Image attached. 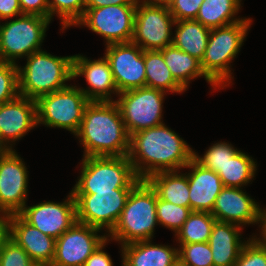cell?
<instances>
[{"label":"cell","instance_id":"cell-1","mask_svg":"<svg viewBox=\"0 0 266 266\" xmlns=\"http://www.w3.org/2000/svg\"><path fill=\"white\" fill-rule=\"evenodd\" d=\"M127 157L138 178L146 180L154 173L185 167L192 160L193 151L174 131L161 124L130 135Z\"/></svg>","mask_w":266,"mask_h":266},{"label":"cell","instance_id":"cell-2","mask_svg":"<svg viewBox=\"0 0 266 266\" xmlns=\"http://www.w3.org/2000/svg\"><path fill=\"white\" fill-rule=\"evenodd\" d=\"M75 135L81 138L84 157L128 155L130 136L113 100L90 101Z\"/></svg>","mask_w":266,"mask_h":266},{"label":"cell","instance_id":"cell-3","mask_svg":"<svg viewBox=\"0 0 266 266\" xmlns=\"http://www.w3.org/2000/svg\"><path fill=\"white\" fill-rule=\"evenodd\" d=\"M73 57H57L42 50L29 55L25 67L18 66L19 95L37 100L67 87L65 81L74 79Z\"/></svg>","mask_w":266,"mask_h":266},{"label":"cell","instance_id":"cell-4","mask_svg":"<svg viewBox=\"0 0 266 266\" xmlns=\"http://www.w3.org/2000/svg\"><path fill=\"white\" fill-rule=\"evenodd\" d=\"M157 194L146 180H141L130 192L119 220L110 232L112 239L122 246L152 239L156 214Z\"/></svg>","mask_w":266,"mask_h":266},{"label":"cell","instance_id":"cell-5","mask_svg":"<svg viewBox=\"0 0 266 266\" xmlns=\"http://www.w3.org/2000/svg\"><path fill=\"white\" fill-rule=\"evenodd\" d=\"M81 176L73 194L113 192V189H133L141 180L127 156L84 157Z\"/></svg>","mask_w":266,"mask_h":266},{"label":"cell","instance_id":"cell-6","mask_svg":"<svg viewBox=\"0 0 266 266\" xmlns=\"http://www.w3.org/2000/svg\"><path fill=\"white\" fill-rule=\"evenodd\" d=\"M252 20L245 19L236 23L213 28L200 61L205 75L216 85L226 84L231 78L229 63L239 52Z\"/></svg>","mask_w":266,"mask_h":266},{"label":"cell","instance_id":"cell-7","mask_svg":"<svg viewBox=\"0 0 266 266\" xmlns=\"http://www.w3.org/2000/svg\"><path fill=\"white\" fill-rule=\"evenodd\" d=\"M90 101L76 86H67L40 96L37 104V124L59 127L76 134Z\"/></svg>","mask_w":266,"mask_h":266},{"label":"cell","instance_id":"cell-8","mask_svg":"<svg viewBox=\"0 0 266 266\" xmlns=\"http://www.w3.org/2000/svg\"><path fill=\"white\" fill-rule=\"evenodd\" d=\"M22 17L0 25V61L15 63V59L41 50L49 18L22 14Z\"/></svg>","mask_w":266,"mask_h":266},{"label":"cell","instance_id":"cell-9","mask_svg":"<svg viewBox=\"0 0 266 266\" xmlns=\"http://www.w3.org/2000/svg\"><path fill=\"white\" fill-rule=\"evenodd\" d=\"M164 91L141 87L119 93V100L114 101L120 111L125 128L130 135L161 122Z\"/></svg>","mask_w":266,"mask_h":266},{"label":"cell","instance_id":"cell-10","mask_svg":"<svg viewBox=\"0 0 266 266\" xmlns=\"http://www.w3.org/2000/svg\"><path fill=\"white\" fill-rule=\"evenodd\" d=\"M132 189H113V192L73 194L76 203V220L111 232L115 227Z\"/></svg>","mask_w":266,"mask_h":266},{"label":"cell","instance_id":"cell-11","mask_svg":"<svg viewBox=\"0 0 266 266\" xmlns=\"http://www.w3.org/2000/svg\"><path fill=\"white\" fill-rule=\"evenodd\" d=\"M137 5H109L85 8L83 17L75 25H86L102 35L107 45L131 42Z\"/></svg>","mask_w":266,"mask_h":266},{"label":"cell","instance_id":"cell-12","mask_svg":"<svg viewBox=\"0 0 266 266\" xmlns=\"http://www.w3.org/2000/svg\"><path fill=\"white\" fill-rule=\"evenodd\" d=\"M175 23L168 6L139 4L137 1L131 42L143 51L161 50L172 45L171 27Z\"/></svg>","mask_w":266,"mask_h":266},{"label":"cell","instance_id":"cell-13","mask_svg":"<svg viewBox=\"0 0 266 266\" xmlns=\"http://www.w3.org/2000/svg\"><path fill=\"white\" fill-rule=\"evenodd\" d=\"M105 58L109 62L118 94L145 87L144 51L133 42L107 45Z\"/></svg>","mask_w":266,"mask_h":266},{"label":"cell","instance_id":"cell-14","mask_svg":"<svg viewBox=\"0 0 266 266\" xmlns=\"http://www.w3.org/2000/svg\"><path fill=\"white\" fill-rule=\"evenodd\" d=\"M27 169L21 158L11 150L0 152V212L19 214L26 206Z\"/></svg>","mask_w":266,"mask_h":266},{"label":"cell","instance_id":"cell-15","mask_svg":"<svg viewBox=\"0 0 266 266\" xmlns=\"http://www.w3.org/2000/svg\"><path fill=\"white\" fill-rule=\"evenodd\" d=\"M100 229L75 222L56 239L55 257L50 266H83L87 258L107 239Z\"/></svg>","mask_w":266,"mask_h":266},{"label":"cell","instance_id":"cell-16","mask_svg":"<svg viewBox=\"0 0 266 266\" xmlns=\"http://www.w3.org/2000/svg\"><path fill=\"white\" fill-rule=\"evenodd\" d=\"M19 215L43 234L57 239L77 221L75 198L71 191L63 203L48 201L24 207Z\"/></svg>","mask_w":266,"mask_h":266},{"label":"cell","instance_id":"cell-17","mask_svg":"<svg viewBox=\"0 0 266 266\" xmlns=\"http://www.w3.org/2000/svg\"><path fill=\"white\" fill-rule=\"evenodd\" d=\"M36 100L18 95L15 99L0 105V148L11 150L5 142L24 137L37 126Z\"/></svg>","mask_w":266,"mask_h":266},{"label":"cell","instance_id":"cell-18","mask_svg":"<svg viewBox=\"0 0 266 266\" xmlns=\"http://www.w3.org/2000/svg\"><path fill=\"white\" fill-rule=\"evenodd\" d=\"M260 207L238 187H224L216 198L211 214L216 221L240 224L260 222Z\"/></svg>","mask_w":266,"mask_h":266},{"label":"cell","instance_id":"cell-19","mask_svg":"<svg viewBox=\"0 0 266 266\" xmlns=\"http://www.w3.org/2000/svg\"><path fill=\"white\" fill-rule=\"evenodd\" d=\"M10 239L22 247L36 265L50 266L53 262L56 239L40 232L19 214L10 215Z\"/></svg>","mask_w":266,"mask_h":266},{"label":"cell","instance_id":"cell-20","mask_svg":"<svg viewBox=\"0 0 266 266\" xmlns=\"http://www.w3.org/2000/svg\"><path fill=\"white\" fill-rule=\"evenodd\" d=\"M84 75L91 88L81 89L89 101H112L110 93L116 92L113 74L109 62L105 58L88 60L81 55L73 57V78Z\"/></svg>","mask_w":266,"mask_h":266},{"label":"cell","instance_id":"cell-21","mask_svg":"<svg viewBox=\"0 0 266 266\" xmlns=\"http://www.w3.org/2000/svg\"><path fill=\"white\" fill-rule=\"evenodd\" d=\"M185 167L192 168V172L187 174L190 209L211 213L217 196L224 188L221 178L216 172L200 166L193 159Z\"/></svg>","mask_w":266,"mask_h":266},{"label":"cell","instance_id":"cell-22","mask_svg":"<svg viewBox=\"0 0 266 266\" xmlns=\"http://www.w3.org/2000/svg\"><path fill=\"white\" fill-rule=\"evenodd\" d=\"M150 242L145 240L123 245V266H179L178 249Z\"/></svg>","mask_w":266,"mask_h":266},{"label":"cell","instance_id":"cell-23","mask_svg":"<svg viewBox=\"0 0 266 266\" xmlns=\"http://www.w3.org/2000/svg\"><path fill=\"white\" fill-rule=\"evenodd\" d=\"M241 226L215 221L209 237L214 266H235L242 247L239 239Z\"/></svg>","mask_w":266,"mask_h":266},{"label":"cell","instance_id":"cell-24","mask_svg":"<svg viewBox=\"0 0 266 266\" xmlns=\"http://www.w3.org/2000/svg\"><path fill=\"white\" fill-rule=\"evenodd\" d=\"M146 181L155 190L159 199L190 208L186 174L178 175L177 171H161L150 175Z\"/></svg>","mask_w":266,"mask_h":266},{"label":"cell","instance_id":"cell-25","mask_svg":"<svg viewBox=\"0 0 266 266\" xmlns=\"http://www.w3.org/2000/svg\"><path fill=\"white\" fill-rule=\"evenodd\" d=\"M174 24H177V30L172 37V45L201 61L211 29L196 20H179Z\"/></svg>","mask_w":266,"mask_h":266},{"label":"cell","instance_id":"cell-26","mask_svg":"<svg viewBox=\"0 0 266 266\" xmlns=\"http://www.w3.org/2000/svg\"><path fill=\"white\" fill-rule=\"evenodd\" d=\"M166 65L171 71L174 79L186 90L189 80L196 77L204 76L208 83L213 87L216 86L203 72L200 60L190 56L188 53L174 47L166 46L160 50Z\"/></svg>","mask_w":266,"mask_h":266},{"label":"cell","instance_id":"cell-27","mask_svg":"<svg viewBox=\"0 0 266 266\" xmlns=\"http://www.w3.org/2000/svg\"><path fill=\"white\" fill-rule=\"evenodd\" d=\"M144 65L146 87L164 92L168 90L170 92L181 93L185 90L172 76L160 50L144 51Z\"/></svg>","mask_w":266,"mask_h":266},{"label":"cell","instance_id":"cell-28","mask_svg":"<svg viewBox=\"0 0 266 266\" xmlns=\"http://www.w3.org/2000/svg\"><path fill=\"white\" fill-rule=\"evenodd\" d=\"M240 1L241 0H204L195 20L209 29L223 27L245 20V18H234L233 20V16L240 8Z\"/></svg>","mask_w":266,"mask_h":266},{"label":"cell","instance_id":"cell-29","mask_svg":"<svg viewBox=\"0 0 266 266\" xmlns=\"http://www.w3.org/2000/svg\"><path fill=\"white\" fill-rule=\"evenodd\" d=\"M256 164L248 155L238 151L217 173L224 187H238L247 184L254 177Z\"/></svg>","mask_w":266,"mask_h":266},{"label":"cell","instance_id":"cell-30","mask_svg":"<svg viewBox=\"0 0 266 266\" xmlns=\"http://www.w3.org/2000/svg\"><path fill=\"white\" fill-rule=\"evenodd\" d=\"M216 219L209 212L192 211L176 233L181 244L208 242Z\"/></svg>","mask_w":266,"mask_h":266},{"label":"cell","instance_id":"cell-31","mask_svg":"<svg viewBox=\"0 0 266 266\" xmlns=\"http://www.w3.org/2000/svg\"><path fill=\"white\" fill-rule=\"evenodd\" d=\"M192 210L188 207L178 206L157 196L156 214L158 223L164 227L170 228L177 233L188 219Z\"/></svg>","mask_w":266,"mask_h":266},{"label":"cell","instance_id":"cell-32","mask_svg":"<svg viewBox=\"0 0 266 266\" xmlns=\"http://www.w3.org/2000/svg\"><path fill=\"white\" fill-rule=\"evenodd\" d=\"M237 152L230 144L222 142L209 147L203 157L193 151L192 159L200 166L218 173Z\"/></svg>","mask_w":266,"mask_h":266},{"label":"cell","instance_id":"cell-33","mask_svg":"<svg viewBox=\"0 0 266 266\" xmlns=\"http://www.w3.org/2000/svg\"><path fill=\"white\" fill-rule=\"evenodd\" d=\"M87 0H49V19L58 14L63 29L75 25L84 15Z\"/></svg>","mask_w":266,"mask_h":266},{"label":"cell","instance_id":"cell-34","mask_svg":"<svg viewBox=\"0 0 266 266\" xmlns=\"http://www.w3.org/2000/svg\"><path fill=\"white\" fill-rule=\"evenodd\" d=\"M179 266H214L208 242L180 244Z\"/></svg>","mask_w":266,"mask_h":266},{"label":"cell","instance_id":"cell-35","mask_svg":"<svg viewBox=\"0 0 266 266\" xmlns=\"http://www.w3.org/2000/svg\"><path fill=\"white\" fill-rule=\"evenodd\" d=\"M18 95V66L16 63L0 61V105Z\"/></svg>","mask_w":266,"mask_h":266},{"label":"cell","instance_id":"cell-36","mask_svg":"<svg viewBox=\"0 0 266 266\" xmlns=\"http://www.w3.org/2000/svg\"><path fill=\"white\" fill-rule=\"evenodd\" d=\"M235 266H266V247L258 239L249 238L243 245Z\"/></svg>","mask_w":266,"mask_h":266},{"label":"cell","instance_id":"cell-37","mask_svg":"<svg viewBox=\"0 0 266 266\" xmlns=\"http://www.w3.org/2000/svg\"><path fill=\"white\" fill-rule=\"evenodd\" d=\"M0 266H36L26 251L9 239L0 250Z\"/></svg>","mask_w":266,"mask_h":266},{"label":"cell","instance_id":"cell-38","mask_svg":"<svg viewBox=\"0 0 266 266\" xmlns=\"http://www.w3.org/2000/svg\"><path fill=\"white\" fill-rule=\"evenodd\" d=\"M204 0H172L168 8L175 21L195 20Z\"/></svg>","mask_w":266,"mask_h":266},{"label":"cell","instance_id":"cell-39","mask_svg":"<svg viewBox=\"0 0 266 266\" xmlns=\"http://www.w3.org/2000/svg\"><path fill=\"white\" fill-rule=\"evenodd\" d=\"M22 14H33L49 18V0H19Z\"/></svg>","mask_w":266,"mask_h":266},{"label":"cell","instance_id":"cell-40","mask_svg":"<svg viewBox=\"0 0 266 266\" xmlns=\"http://www.w3.org/2000/svg\"><path fill=\"white\" fill-rule=\"evenodd\" d=\"M106 242L107 240L87 258L83 266H113L110 256L102 251Z\"/></svg>","mask_w":266,"mask_h":266},{"label":"cell","instance_id":"cell-41","mask_svg":"<svg viewBox=\"0 0 266 266\" xmlns=\"http://www.w3.org/2000/svg\"><path fill=\"white\" fill-rule=\"evenodd\" d=\"M22 15L19 0H0V19Z\"/></svg>","mask_w":266,"mask_h":266},{"label":"cell","instance_id":"cell-42","mask_svg":"<svg viewBox=\"0 0 266 266\" xmlns=\"http://www.w3.org/2000/svg\"><path fill=\"white\" fill-rule=\"evenodd\" d=\"M139 0H87L86 8H99L111 5H137Z\"/></svg>","mask_w":266,"mask_h":266},{"label":"cell","instance_id":"cell-43","mask_svg":"<svg viewBox=\"0 0 266 266\" xmlns=\"http://www.w3.org/2000/svg\"><path fill=\"white\" fill-rule=\"evenodd\" d=\"M2 216L0 217V250L10 239V215L3 214Z\"/></svg>","mask_w":266,"mask_h":266},{"label":"cell","instance_id":"cell-44","mask_svg":"<svg viewBox=\"0 0 266 266\" xmlns=\"http://www.w3.org/2000/svg\"><path fill=\"white\" fill-rule=\"evenodd\" d=\"M259 221H261V223L263 224L262 225V238L263 239H260L258 240L263 246L266 247V211L265 210H261L260 212V219Z\"/></svg>","mask_w":266,"mask_h":266},{"label":"cell","instance_id":"cell-45","mask_svg":"<svg viewBox=\"0 0 266 266\" xmlns=\"http://www.w3.org/2000/svg\"><path fill=\"white\" fill-rule=\"evenodd\" d=\"M172 2V0H144L143 3L149 4V5H159V6H169V4Z\"/></svg>","mask_w":266,"mask_h":266}]
</instances>
